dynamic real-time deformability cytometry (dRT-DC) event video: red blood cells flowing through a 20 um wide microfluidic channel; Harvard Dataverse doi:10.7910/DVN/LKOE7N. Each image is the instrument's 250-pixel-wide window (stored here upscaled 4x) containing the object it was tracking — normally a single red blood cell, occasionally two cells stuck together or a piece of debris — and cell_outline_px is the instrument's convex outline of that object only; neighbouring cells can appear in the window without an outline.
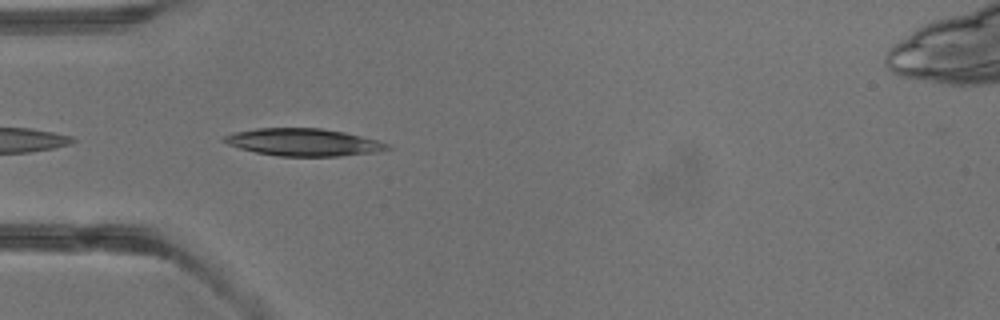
{"species": "common noctule bat (a hibernating species)", "species_latin": "Nyctalus noctula", "temperature_condition": "warm", "stored_images_in_passage": 2, "camera_frame_rate_fps": 3000, "um_per_image_px": 0.085, "animal": {"sex": "male", "body_mass_g": 13.3}, "frame": {"image": 1, "passage_image": 2, "time_ms": 1.333, "image_size_px": [1000, 320], "cell_outline_px": [[392, 148], [376, 152], [340, 156], [280, 156], [256, 152], [240, 148], [228, 144], [220, 140], [224, 136], [236, 132], [256, 128], [320, 128], [344, 132], [376, 140], [388, 144]], "centroid_in_image_um": [25.78, 12.09], "position_along_channel_um": 59.2, "area_um2": 25.84}}